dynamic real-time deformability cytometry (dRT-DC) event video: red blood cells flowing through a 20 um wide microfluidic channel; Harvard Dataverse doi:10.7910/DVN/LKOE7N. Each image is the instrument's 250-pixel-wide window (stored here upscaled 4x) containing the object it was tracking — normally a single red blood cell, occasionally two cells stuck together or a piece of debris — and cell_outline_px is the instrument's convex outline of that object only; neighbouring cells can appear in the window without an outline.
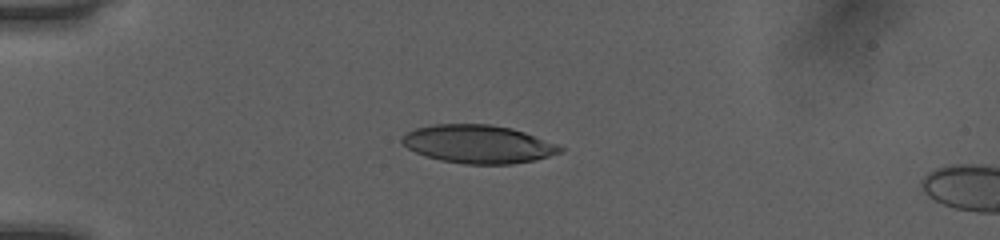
{"species": "human", "species_latin": "Homo sapiens", "temperature_condition": "room temperature", "stored_images_in_passage": 38, "camera_frame_rate_fps": 3000, "um_per_image_px": 0.085, "donor": {"sex": "female"}, "frame": {"image": 1, "passage_image": 1, "time_ms": 0.0, "image_size_px": [1000, 240], "cell_outline_px": [[564, 148], [560, 152], [536, 160], [512, 164], [464, 164], [440, 160], [424, 156], [408, 148], [400, 140], [408, 132], [416, 128], [436, 124], [492, 124], [512, 128], [524, 132], [556, 144]], "centroid_in_image_um": [40.64, 12.25], "position_along_channel_um": 44.4, "area_um2": 35.03}}
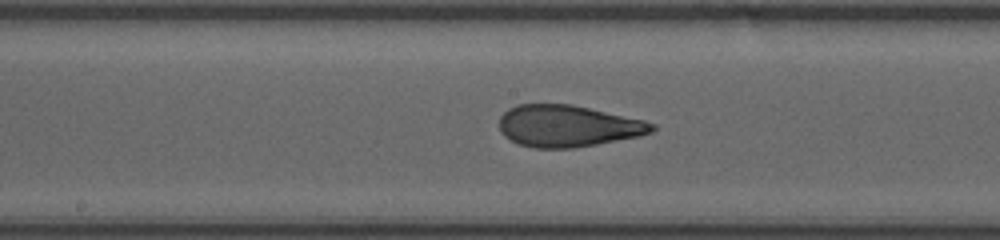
{"frame": {"image": 2, "passage_image": 15, "time_ms": 4.667, "image_size_px": [1000, 240], "cell_outline_px": [[656, 128], [652, 132], [640, 136], [596, 144], [572, 148], [536, 148], [520, 144], [504, 136], [500, 132], [500, 116], [508, 108], [520, 104], [572, 104], [644, 120], [656, 124]], "centroid_in_image_um": [48.27, 10.7], "position_along_channel_um": 199.9, "area_um2": 37.05}}
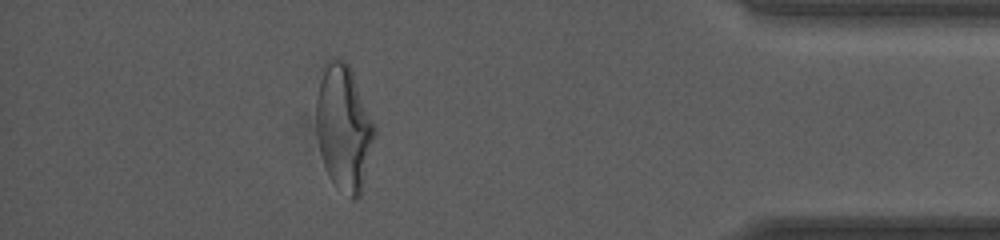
{"frame": {"image": 3, "passage_image": 33, "time_ms": 10.667, "image_size_px": [1000, 240], "cell_outline_px": [[376, 128], [360, 196], [356, 200], [352, 200], [336, 188], [328, 176], [320, 152], [316, 132], [316, 96], [324, 60], [328, 56], [332, 56], [344, 60], [348, 64], [352, 72]], "centroid_in_image_um": [29.18, 10.83], "position_along_channel_um": 406.0, "area_um2": 42.83}, "authors_computed_cell_mechanics": {"area_um2": 37.5989, "velocity_mm_per_s": 4.0662, "shape_relaxation_time_tau1_ms": 4.3687, "shape_relaxation_time_tau2_ms": 1.1182, "deformation_change_tau1": 0.1878, "deformation_change_tau2": 0.086}}